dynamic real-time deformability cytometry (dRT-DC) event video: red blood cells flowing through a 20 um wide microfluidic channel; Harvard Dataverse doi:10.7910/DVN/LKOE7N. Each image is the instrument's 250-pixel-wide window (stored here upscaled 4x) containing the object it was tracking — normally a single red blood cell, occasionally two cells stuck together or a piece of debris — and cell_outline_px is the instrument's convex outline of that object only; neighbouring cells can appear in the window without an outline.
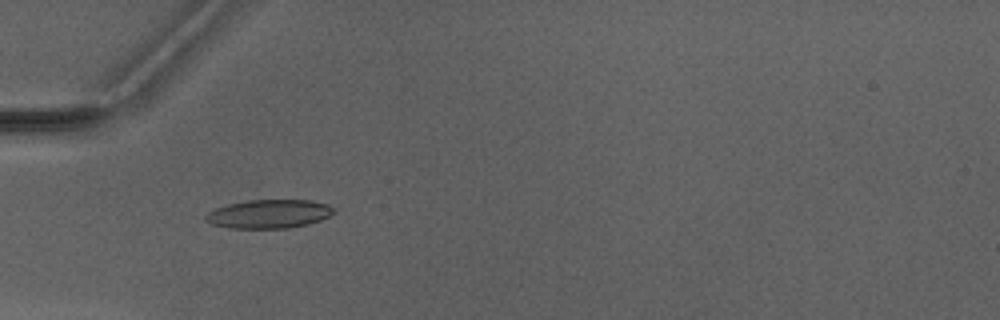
{"species": "Egyptian fruit bat (a non-hibernating species)", "species_latin": "Rousettus aegyptiacus", "temperature_condition": "warm", "stored_images_in_passage": 7, "camera_frame_rate_fps": 3000, "um_per_image_px": 0.085, "animal": {"sex": "male"}, "frame": {"image": 1, "passage_image": 5, "time_ms": 5.667, "image_size_px": [1000, 320], "cell_outline_px": [[336, 212], [320, 220], [308, 224], [292, 228], [232, 228], [212, 224], [204, 216], [208, 212], [216, 208], [228, 204], [248, 200], [312, 200], [328, 204], [336, 208]], "centroid_in_image_um": [22.92, 18.18], "position_along_channel_um": 62.1, "area_um2": 21.44}}
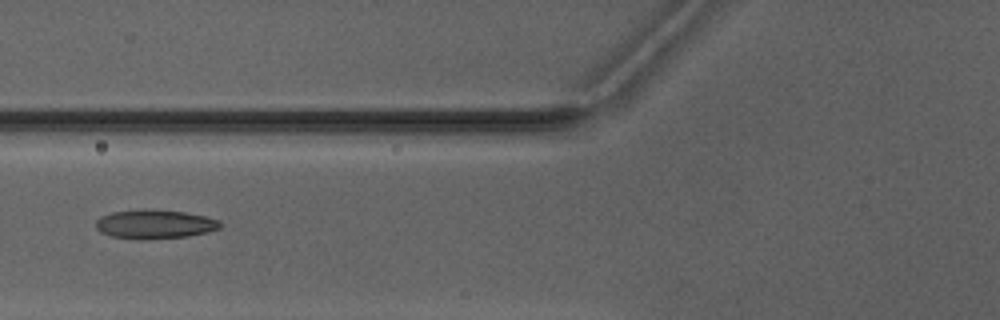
{"frame": {"image": 2, "passage_image": 6, "time_ms": 7.0, "image_size_px": [1000, 320], "cell_outline_px": [[220, 228], [208, 232], [188, 236], [112, 236], [100, 232], [96, 228], [96, 220], [100, 216], [112, 212], [144, 208], [148, 208], [184, 212], [204, 216], [220, 220]], "centroid_in_image_um": [13.16, 18.98], "position_along_channel_um": 112.6, "area_um2": 20.11}}
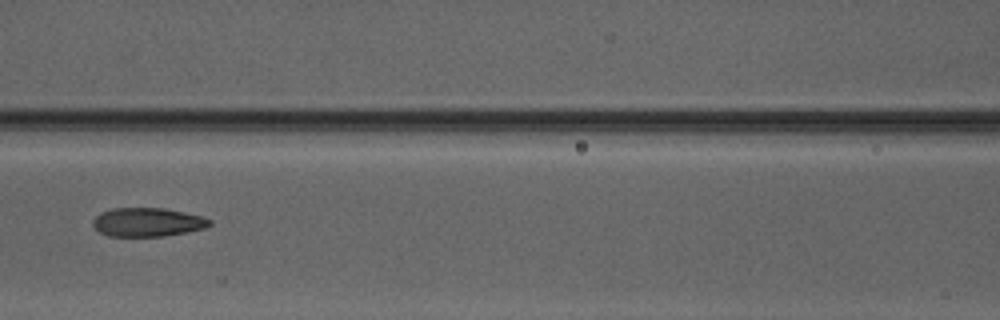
{"frame": {"image": 3, "passage_image": 7, "time_ms": 8.0, "image_size_px": [1000, 320], "cell_outline_px": [[212, 224], [208, 228], [188, 232], [164, 236], [108, 236], [100, 232], [92, 224], [92, 220], [100, 212], [112, 208], [164, 208], [204, 216], [212, 220]], "centroid_in_image_um": [12.58, 18.88], "position_along_channel_um": 154.0, "area_um2": 19.83}}